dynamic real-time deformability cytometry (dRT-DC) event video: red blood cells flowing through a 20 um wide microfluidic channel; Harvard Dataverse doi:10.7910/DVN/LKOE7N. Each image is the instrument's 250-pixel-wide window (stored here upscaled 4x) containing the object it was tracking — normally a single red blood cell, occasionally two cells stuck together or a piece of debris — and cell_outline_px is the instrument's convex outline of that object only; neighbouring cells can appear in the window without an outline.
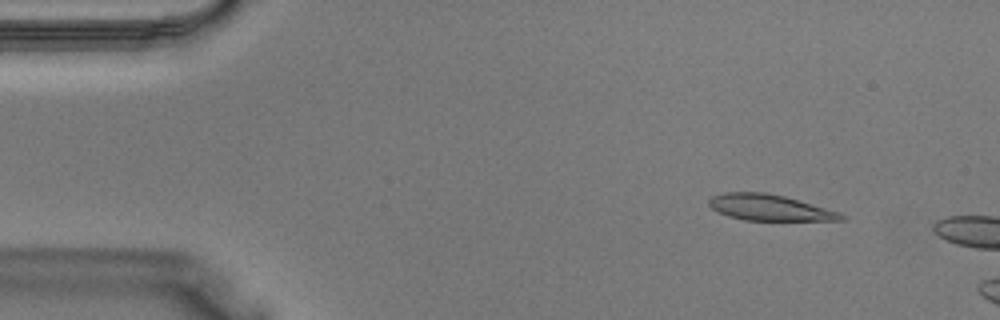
{"species": "Egyptian fruit bat (a non-hibernating species)", "species_latin": "Rousettus aegyptiacus", "temperature_condition": "warm", "stored_images_in_passage": 6, "camera_frame_rate_fps": 3000, "um_per_image_px": 0.085, "animal": {"sex": "male"}, "frame": {"image": 1, "passage_image": 3, "time_ms": 0.667, "image_size_px": [1000, 320], "cell_outline_px": [[844, 220], [744, 220], [728, 216], [712, 208], [708, 204], [708, 200], [712, 196], [724, 192], [764, 192], [784, 196], [824, 208], [836, 212], [844, 216]], "centroid_in_image_um": [65.32, 17.64], "position_along_channel_um": 19.7, "area_um2": 19.59}}